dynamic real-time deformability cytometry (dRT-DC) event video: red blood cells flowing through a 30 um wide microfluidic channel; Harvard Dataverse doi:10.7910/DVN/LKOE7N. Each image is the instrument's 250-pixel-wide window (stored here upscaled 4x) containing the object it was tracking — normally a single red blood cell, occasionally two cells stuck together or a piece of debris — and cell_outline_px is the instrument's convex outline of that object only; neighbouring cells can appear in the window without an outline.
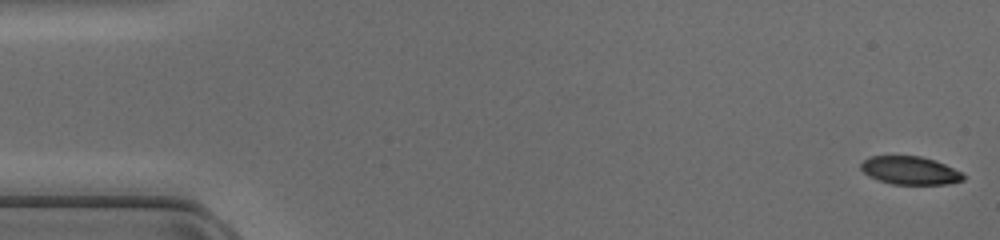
{"species": "common noctule bat (a hibernating species)", "species_latin": "Nyctalus noctula", "temperature_condition": "cold", "stored_images_in_passage": 48, "camera_frame_rate_fps": 3000, "um_per_image_px": 0.085, "animal": {"sex": "female", "body_mass_g": 17.0, "forearm_length_mm": 48.0}, "frame": {"image": 1, "passage_image": 1, "time_ms": 0.0, "image_size_px": [1000, 240], "cell_outline_px": [[964, 180], [948, 184], [892, 184], [868, 176], [860, 168], [860, 164], [868, 156], [920, 156], [936, 160], [960, 172], [964, 176]], "centroid_in_image_um": [77.33, 14.48], "position_along_channel_um": 7.7, "area_um2": 16.7}}
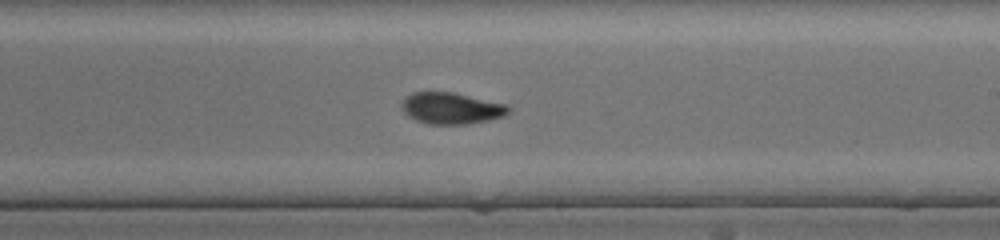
{"frame": {"image": 2, "passage_image": 28, "time_ms": 9.0, "image_size_px": [1000, 240], "cell_outline_px": [[508, 112], [504, 116], [488, 120], [468, 124], [428, 124], [416, 120], [408, 116], [404, 112], [404, 100], [412, 92], [452, 92], [504, 104], [508, 108]], "centroid_in_image_um": [38.35, 9.21], "position_along_channel_um": 250.7, "area_um2": 19.07}}
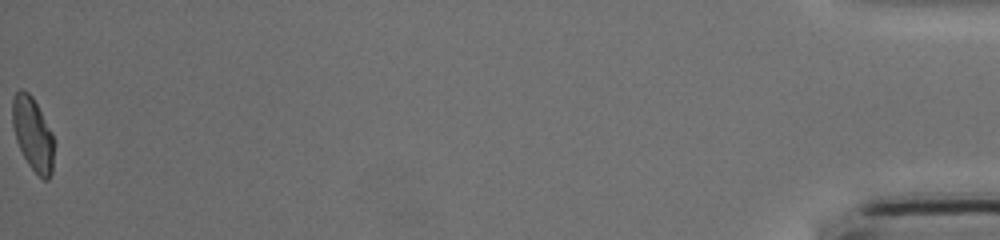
{"frame": {"image": 3, "passage_image": 48, "time_ms": 15.667, "image_size_px": [1000, 240], "cell_outline_px": [[56, 144], [52, 172], [48, 180], [44, 180], [28, 164], [16, 140], [12, 124], [12, 100], [16, 92], [20, 88], [24, 88], [32, 96], [52, 132]], "centroid_in_image_um": [2.81, 11.38], "position_along_channel_um": 432.4, "area_um2": 18.03}}